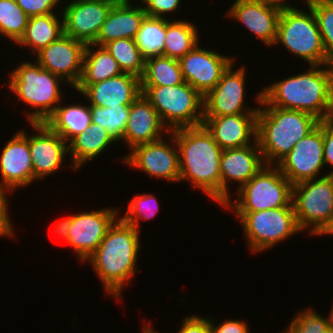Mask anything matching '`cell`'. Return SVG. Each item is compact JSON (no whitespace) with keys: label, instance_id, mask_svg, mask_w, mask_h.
Returning <instances> with one entry per match:
<instances>
[{"label":"cell","instance_id":"cell-1","mask_svg":"<svg viewBox=\"0 0 333 333\" xmlns=\"http://www.w3.org/2000/svg\"><path fill=\"white\" fill-rule=\"evenodd\" d=\"M304 73L266 85L262 99L269 105L333 119V64L309 65Z\"/></svg>","mask_w":333,"mask_h":333},{"label":"cell","instance_id":"cell-2","mask_svg":"<svg viewBox=\"0 0 333 333\" xmlns=\"http://www.w3.org/2000/svg\"><path fill=\"white\" fill-rule=\"evenodd\" d=\"M140 245V230L119 217L96 251L83 263L91 264L109 297L122 299L123 289L137 271Z\"/></svg>","mask_w":333,"mask_h":333},{"label":"cell","instance_id":"cell-3","mask_svg":"<svg viewBox=\"0 0 333 333\" xmlns=\"http://www.w3.org/2000/svg\"><path fill=\"white\" fill-rule=\"evenodd\" d=\"M170 133L175 137L179 153V182H190L192 190L203 191L214 203L221 205L220 158L223 149L203 125Z\"/></svg>","mask_w":333,"mask_h":333},{"label":"cell","instance_id":"cell-4","mask_svg":"<svg viewBox=\"0 0 333 333\" xmlns=\"http://www.w3.org/2000/svg\"><path fill=\"white\" fill-rule=\"evenodd\" d=\"M255 98L260 106L256 140L265 164L277 165L320 120L307 112L269 106L262 99V91L256 93Z\"/></svg>","mask_w":333,"mask_h":333},{"label":"cell","instance_id":"cell-5","mask_svg":"<svg viewBox=\"0 0 333 333\" xmlns=\"http://www.w3.org/2000/svg\"><path fill=\"white\" fill-rule=\"evenodd\" d=\"M8 75L10 92L19 102L34 109L26 112L28 124L44 123L63 101L60 86L66 84L65 81L44 70L36 61H21Z\"/></svg>","mask_w":333,"mask_h":333},{"label":"cell","instance_id":"cell-6","mask_svg":"<svg viewBox=\"0 0 333 333\" xmlns=\"http://www.w3.org/2000/svg\"><path fill=\"white\" fill-rule=\"evenodd\" d=\"M297 6L283 7L277 24L275 45L283 47L309 65L332 64L326 55L321 33L313 13Z\"/></svg>","mask_w":333,"mask_h":333},{"label":"cell","instance_id":"cell-7","mask_svg":"<svg viewBox=\"0 0 333 333\" xmlns=\"http://www.w3.org/2000/svg\"><path fill=\"white\" fill-rule=\"evenodd\" d=\"M141 93L152 104L171 132L201 126L204 119V97L189 83L176 86H141Z\"/></svg>","mask_w":333,"mask_h":333},{"label":"cell","instance_id":"cell-8","mask_svg":"<svg viewBox=\"0 0 333 333\" xmlns=\"http://www.w3.org/2000/svg\"><path fill=\"white\" fill-rule=\"evenodd\" d=\"M293 185L277 165H264L247 183L235 189L238 198L230 197L222 208L231 212H256L293 207Z\"/></svg>","mask_w":333,"mask_h":333},{"label":"cell","instance_id":"cell-9","mask_svg":"<svg viewBox=\"0 0 333 333\" xmlns=\"http://www.w3.org/2000/svg\"><path fill=\"white\" fill-rule=\"evenodd\" d=\"M292 204L299 228L320 236L333 221V176L293 185Z\"/></svg>","mask_w":333,"mask_h":333},{"label":"cell","instance_id":"cell-10","mask_svg":"<svg viewBox=\"0 0 333 333\" xmlns=\"http://www.w3.org/2000/svg\"><path fill=\"white\" fill-rule=\"evenodd\" d=\"M240 220V226L251 253H262L285 239L300 233L294 207H280L256 212H233Z\"/></svg>","mask_w":333,"mask_h":333},{"label":"cell","instance_id":"cell-11","mask_svg":"<svg viewBox=\"0 0 333 333\" xmlns=\"http://www.w3.org/2000/svg\"><path fill=\"white\" fill-rule=\"evenodd\" d=\"M170 141L166 137L152 143H143L133 147L127 155L121 158V163L129 168L145 172L151 178L166 180L169 183L179 182L180 165L179 153L175 137L169 133Z\"/></svg>","mask_w":333,"mask_h":333},{"label":"cell","instance_id":"cell-12","mask_svg":"<svg viewBox=\"0 0 333 333\" xmlns=\"http://www.w3.org/2000/svg\"><path fill=\"white\" fill-rule=\"evenodd\" d=\"M233 67L234 63L222 74L217 85L204 96V116L258 113L260 107H246L244 101L247 69L244 64L236 69Z\"/></svg>","mask_w":333,"mask_h":333},{"label":"cell","instance_id":"cell-13","mask_svg":"<svg viewBox=\"0 0 333 333\" xmlns=\"http://www.w3.org/2000/svg\"><path fill=\"white\" fill-rule=\"evenodd\" d=\"M323 121L277 164L281 173L292 185L319 178L324 163ZM320 173V174H319Z\"/></svg>","mask_w":333,"mask_h":333},{"label":"cell","instance_id":"cell-14","mask_svg":"<svg viewBox=\"0 0 333 333\" xmlns=\"http://www.w3.org/2000/svg\"><path fill=\"white\" fill-rule=\"evenodd\" d=\"M117 208L81 212L71 216L67 242L75 251L80 263H84L98 248L107 231L119 215Z\"/></svg>","mask_w":333,"mask_h":333},{"label":"cell","instance_id":"cell-15","mask_svg":"<svg viewBox=\"0 0 333 333\" xmlns=\"http://www.w3.org/2000/svg\"><path fill=\"white\" fill-rule=\"evenodd\" d=\"M199 45L200 43L178 61L184 81L204 97L217 85L235 59L234 56H226Z\"/></svg>","mask_w":333,"mask_h":333},{"label":"cell","instance_id":"cell-16","mask_svg":"<svg viewBox=\"0 0 333 333\" xmlns=\"http://www.w3.org/2000/svg\"><path fill=\"white\" fill-rule=\"evenodd\" d=\"M85 46L84 42L63 34L37 52L34 60L74 89L82 74Z\"/></svg>","mask_w":333,"mask_h":333},{"label":"cell","instance_id":"cell-17","mask_svg":"<svg viewBox=\"0 0 333 333\" xmlns=\"http://www.w3.org/2000/svg\"><path fill=\"white\" fill-rule=\"evenodd\" d=\"M117 0L72 1L60 7L64 34L85 44L93 43Z\"/></svg>","mask_w":333,"mask_h":333},{"label":"cell","instance_id":"cell-18","mask_svg":"<svg viewBox=\"0 0 333 333\" xmlns=\"http://www.w3.org/2000/svg\"><path fill=\"white\" fill-rule=\"evenodd\" d=\"M282 8L266 0H236L225 14L246 27L266 47H272L277 38V24Z\"/></svg>","mask_w":333,"mask_h":333},{"label":"cell","instance_id":"cell-19","mask_svg":"<svg viewBox=\"0 0 333 333\" xmlns=\"http://www.w3.org/2000/svg\"><path fill=\"white\" fill-rule=\"evenodd\" d=\"M0 152V189L13 193L34 182L28 133L19 130ZM14 190V191H13Z\"/></svg>","mask_w":333,"mask_h":333},{"label":"cell","instance_id":"cell-20","mask_svg":"<svg viewBox=\"0 0 333 333\" xmlns=\"http://www.w3.org/2000/svg\"><path fill=\"white\" fill-rule=\"evenodd\" d=\"M34 134H28L29 149L34 169V181L42 180L61 170L69 156L68 143L45 123H30Z\"/></svg>","mask_w":333,"mask_h":333},{"label":"cell","instance_id":"cell-21","mask_svg":"<svg viewBox=\"0 0 333 333\" xmlns=\"http://www.w3.org/2000/svg\"><path fill=\"white\" fill-rule=\"evenodd\" d=\"M265 164L257 140L243 148L224 149L220 158L221 206L232 196L229 182L236 189L247 183Z\"/></svg>","mask_w":333,"mask_h":333},{"label":"cell","instance_id":"cell-22","mask_svg":"<svg viewBox=\"0 0 333 333\" xmlns=\"http://www.w3.org/2000/svg\"><path fill=\"white\" fill-rule=\"evenodd\" d=\"M202 125L223 150L243 148L256 140L257 114L204 116Z\"/></svg>","mask_w":333,"mask_h":333},{"label":"cell","instance_id":"cell-23","mask_svg":"<svg viewBox=\"0 0 333 333\" xmlns=\"http://www.w3.org/2000/svg\"><path fill=\"white\" fill-rule=\"evenodd\" d=\"M164 133L168 136L170 131L164 126L152 104L141 93L130 105L122 141L127 143V147L131 150L139 144L161 140L164 138Z\"/></svg>","mask_w":333,"mask_h":333},{"label":"cell","instance_id":"cell-24","mask_svg":"<svg viewBox=\"0 0 333 333\" xmlns=\"http://www.w3.org/2000/svg\"><path fill=\"white\" fill-rule=\"evenodd\" d=\"M89 105L114 107L131 105L141 94L140 78L129 73L90 84L82 93Z\"/></svg>","mask_w":333,"mask_h":333},{"label":"cell","instance_id":"cell-25","mask_svg":"<svg viewBox=\"0 0 333 333\" xmlns=\"http://www.w3.org/2000/svg\"><path fill=\"white\" fill-rule=\"evenodd\" d=\"M132 4L130 0H117L113 4L94 44L103 46L117 39L135 38L146 12L142 5Z\"/></svg>","mask_w":333,"mask_h":333},{"label":"cell","instance_id":"cell-26","mask_svg":"<svg viewBox=\"0 0 333 333\" xmlns=\"http://www.w3.org/2000/svg\"><path fill=\"white\" fill-rule=\"evenodd\" d=\"M122 73L117 61L104 46L94 43L86 44L82 74L74 89L81 95L90 84L116 77Z\"/></svg>","mask_w":333,"mask_h":333},{"label":"cell","instance_id":"cell-27","mask_svg":"<svg viewBox=\"0 0 333 333\" xmlns=\"http://www.w3.org/2000/svg\"><path fill=\"white\" fill-rule=\"evenodd\" d=\"M116 142L100 125L91 123L90 127L75 136L69 143V156L73 170L81 169V166L90 160H95L97 156L110 148Z\"/></svg>","mask_w":333,"mask_h":333},{"label":"cell","instance_id":"cell-28","mask_svg":"<svg viewBox=\"0 0 333 333\" xmlns=\"http://www.w3.org/2000/svg\"><path fill=\"white\" fill-rule=\"evenodd\" d=\"M62 105L63 102L44 123L69 143L75 136L90 127L92 115L89 103L86 106L76 103Z\"/></svg>","mask_w":333,"mask_h":333},{"label":"cell","instance_id":"cell-29","mask_svg":"<svg viewBox=\"0 0 333 333\" xmlns=\"http://www.w3.org/2000/svg\"><path fill=\"white\" fill-rule=\"evenodd\" d=\"M29 17L26 30L17 43L27 47L35 55L51 42L57 41L64 34L62 12ZM60 18V19H59Z\"/></svg>","mask_w":333,"mask_h":333},{"label":"cell","instance_id":"cell-30","mask_svg":"<svg viewBox=\"0 0 333 333\" xmlns=\"http://www.w3.org/2000/svg\"><path fill=\"white\" fill-rule=\"evenodd\" d=\"M188 20L166 21L164 56L179 60L190 52L200 41L199 32Z\"/></svg>","mask_w":333,"mask_h":333},{"label":"cell","instance_id":"cell-31","mask_svg":"<svg viewBox=\"0 0 333 333\" xmlns=\"http://www.w3.org/2000/svg\"><path fill=\"white\" fill-rule=\"evenodd\" d=\"M140 82L141 86H176L183 83L179 61L166 56L145 60V71Z\"/></svg>","mask_w":333,"mask_h":333},{"label":"cell","instance_id":"cell-32","mask_svg":"<svg viewBox=\"0 0 333 333\" xmlns=\"http://www.w3.org/2000/svg\"><path fill=\"white\" fill-rule=\"evenodd\" d=\"M167 18L145 16L134 38L142 57L164 56Z\"/></svg>","mask_w":333,"mask_h":333},{"label":"cell","instance_id":"cell-33","mask_svg":"<svg viewBox=\"0 0 333 333\" xmlns=\"http://www.w3.org/2000/svg\"><path fill=\"white\" fill-rule=\"evenodd\" d=\"M117 61L123 73L141 78L145 71V59L139 52L134 39L123 38L103 45Z\"/></svg>","mask_w":333,"mask_h":333},{"label":"cell","instance_id":"cell-34","mask_svg":"<svg viewBox=\"0 0 333 333\" xmlns=\"http://www.w3.org/2000/svg\"><path fill=\"white\" fill-rule=\"evenodd\" d=\"M130 105L99 107L90 105L92 123L102 126L115 142H121L129 118Z\"/></svg>","mask_w":333,"mask_h":333},{"label":"cell","instance_id":"cell-35","mask_svg":"<svg viewBox=\"0 0 333 333\" xmlns=\"http://www.w3.org/2000/svg\"><path fill=\"white\" fill-rule=\"evenodd\" d=\"M29 16L16 0H0V36L17 43L25 33Z\"/></svg>","mask_w":333,"mask_h":333},{"label":"cell","instance_id":"cell-36","mask_svg":"<svg viewBox=\"0 0 333 333\" xmlns=\"http://www.w3.org/2000/svg\"><path fill=\"white\" fill-rule=\"evenodd\" d=\"M315 15L328 60L333 64V0H305Z\"/></svg>","mask_w":333,"mask_h":333},{"label":"cell","instance_id":"cell-37","mask_svg":"<svg viewBox=\"0 0 333 333\" xmlns=\"http://www.w3.org/2000/svg\"><path fill=\"white\" fill-rule=\"evenodd\" d=\"M129 201L128 209L120 218L137 230L140 228L141 219L146 221L153 218L160 209L158 200L153 194H135Z\"/></svg>","mask_w":333,"mask_h":333},{"label":"cell","instance_id":"cell-38","mask_svg":"<svg viewBox=\"0 0 333 333\" xmlns=\"http://www.w3.org/2000/svg\"><path fill=\"white\" fill-rule=\"evenodd\" d=\"M296 313L282 333H333V328L328 326V318L312 307Z\"/></svg>","mask_w":333,"mask_h":333},{"label":"cell","instance_id":"cell-39","mask_svg":"<svg viewBox=\"0 0 333 333\" xmlns=\"http://www.w3.org/2000/svg\"><path fill=\"white\" fill-rule=\"evenodd\" d=\"M181 1L182 0H139L147 16L167 19L169 14L172 12L175 14L174 12L180 9Z\"/></svg>","mask_w":333,"mask_h":333},{"label":"cell","instance_id":"cell-40","mask_svg":"<svg viewBox=\"0 0 333 333\" xmlns=\"http://www.w3.org/2000/svg\"><path fill=\"white\" fill-rule=\"evenodd\" d=\"M61 1L63 0H16L29 17L55 13Z\"/></svg>","mask_w":333,"mask_h":333},{"label":"cell","instance_id":"cell-41","mask_svg":"<svg viewBox=\"0 0 333 333\" xmlns=\"http://www.w3.org/2000/svg\"><path fill=\"white\" fill-rule=\"evenodd\" d=\"M10 193L0 189V237H15L14 224L11 223L9 208Z\"/></svg>","mask_w":333,"mask_h":333},{"label":"cell","instance_id":"cell-42","mask_svg":"<svg viewBox=\"0 0 333 333\" xmlns=\"http://www.w3.org/2000/svg\"><path fill=\"white\" fill-rule=\"evenodd\" d=\"M177 333H211L209 317L190 315L185 316Z\"/></svg>","mask_w":333,"mask_h":333},{"label":"cell","instance_id":"cell-43","mask_svg":"<svg viewBox=\"0 0 333 333\" xmlns=\"http://www.w3.org/2000/svg\"><path fill=\"white\" fill-rule=\"evenodd\" d=\"M209 320L211 333H251L250 327L246 323L247 321H244V319H225L223 322L218 323L217 325L216 322L213 321V318L209 317Z\"/></svg>","mask_w":333,"mask_h":333},{"label":"cell","instance_id":"cell-44","mask_svg":"<svg viewBox=\"0 0 333 333\" xmlns=\"http://www.w3.org/2000/svg\"><path fill=\"white\" fill-rule=\"evenodd\" d=\"M324 163L332 170L326 175L333 176V119L323 121Z\"/></svg>","mask_w":333,"mask_h":333},{"label":"cell","instance_id":"cell-45","mask_svg":"<svg viewBox=\"0 0 333 333\" xmlns=\"http://www.w3.org/2000/svg\"><path fill=\"white\" fill-rule=\"evenodd\" d=\"M71 227V216L66 217L65 219H62L61 221L57 222L54 225V231L55 233L61 237L65 242H67V238L69 235V230Z\"/></svg>","mask_w":333,"mask_h":333},{"label":"cell","instance_id":"cell-46","mask_svg":"<svg viewBox=\"0 0 333 333\" xmlns=\"http://www.w3.org/2000/svg\"><path fill=\"white\" fill-rule=\"evenodd\" d=\"M142 333H159L153 329V327H150L147 323L142 324Z\"/></svg>","mask_w":333,"mask_h":333},{"label":"cell","instance_id":"cell-47","mask_svg":"<svg viewBox=\"0 0 333 333\" xmlns=\"http://www.w3.org/2000/svg\"><path fill=\"white\" fill-rule=\"evenodd\" d=\"M266 1H269V2H273V3L279 4V5L283 6V7H287V6H295V5L290 4V2H289V4H287V3H288V2H287L288 0H266Z\"/></svg>","mask_w":333,"mask_h":333},{"label":"cell","instance_id":"cell-48","mask_svg":"<svg viewBox=\"0 0 333 333\" xmlns=\"http://www.w3.org/2000/svg\"><path fill=\"white\" fill-rule=\"evenodd\" d=\"M324 235H333V221L331 222V224L327 227V229L320 235L321 236Z\"/></svg>","mask_w":333,"mask_h":333},{"label":"cell","instance_id":"cell-49","mask_svg":"<svg viewBox=\"0 0 333 333\" xmlns=\"http://www.w3.org/2000/svg\"><path fill=\"white\" fill-rule=\"evenodd\" d=\"M328 317V326L333 328V305L331 307V310L329 311Z\"/></svg>","mask_w":333,"mask_h":333},{"label":"cell","instance_id":"cell-50","mask_svg":"<svg viewBox=\"0 0 333 333\" xmlns=\"http://www.w3.org/2000/svg\"><path fill=\"white\" fill-rule=\"evenodd\" d=\"M69 2H72V1H87V0H68Z\"/></svg>","mask_w":333,"mask_h":333}]
</instances>
